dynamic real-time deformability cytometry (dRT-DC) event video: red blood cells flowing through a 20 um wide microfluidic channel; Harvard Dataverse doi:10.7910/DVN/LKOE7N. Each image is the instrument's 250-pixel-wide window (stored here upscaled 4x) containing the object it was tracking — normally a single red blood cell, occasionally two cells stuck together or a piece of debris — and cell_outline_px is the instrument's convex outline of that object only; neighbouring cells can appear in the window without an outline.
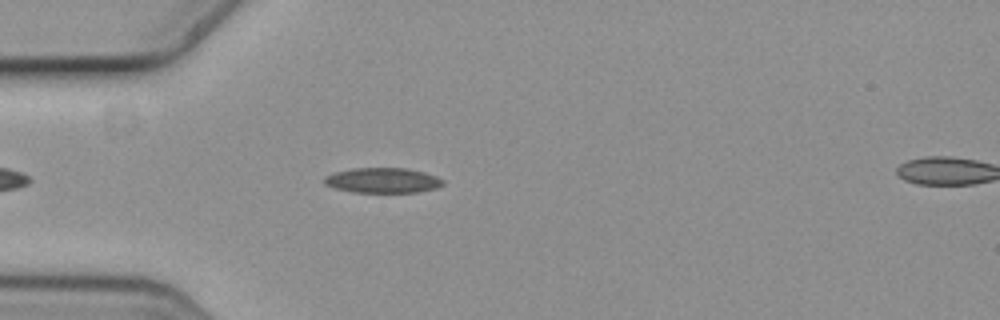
{"species": "common noctule bat (a hibernating species)", "species_latin": "Nyctalus noctula", "temperature_condition": "cold", "stored_images_in_passage": 2, "segment_of_instrument_passage": [1, 2], "camera_frame_rate_fps": 3000, "um_per_image_px": 0.085, "animal": {"sex": "female", "body_mass_g": 19.3, "forearm_length_mm": 54.1}, "frame": {"image": 1, "passage_image": 1, "time_ms": 0.0, "image_size_px": [1000, 320], "cell_outline_px": [[444, 184], [436, 188], [416, 192], [352, 192], [336, 188], [324, 184], [324, 176], [336, 172], [352, 168], [408, 168], [424, 172], [436, 176], [444, 180]], "centroid_in_image_um": [32.54, 15.32], "position_along_channel_um": 52.5, "area_um2": 17.34}}